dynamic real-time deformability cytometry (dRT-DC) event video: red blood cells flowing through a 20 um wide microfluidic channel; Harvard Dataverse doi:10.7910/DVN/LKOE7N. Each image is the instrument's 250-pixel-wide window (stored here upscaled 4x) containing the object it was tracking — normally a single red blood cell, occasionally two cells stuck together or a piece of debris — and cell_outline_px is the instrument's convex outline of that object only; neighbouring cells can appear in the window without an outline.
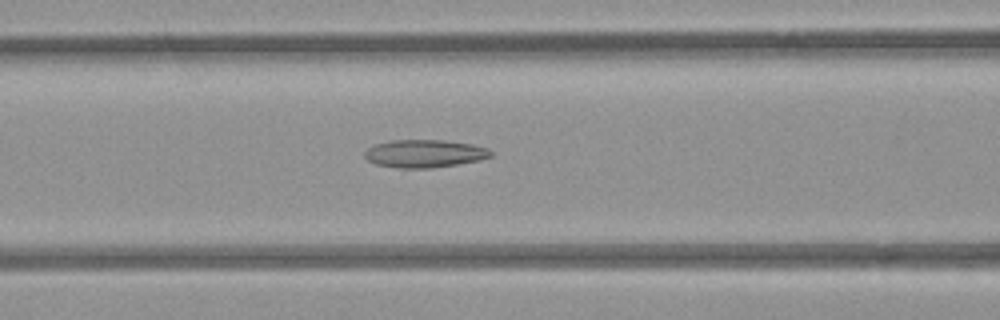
{"species": "common noctule bat (a hibernating species)", "species_latin": "Nyctalus noctula", "temperature_condition": "room temperature", "stored_images_in_passage": 52, "camera_frame_rate_fps": 3000, "um_per_image_px": 0.085, "animal": {"sex": "female", "body_mass_g": 21.9}, "frame": {"image": 1, "passage_image": 21, "time_ms": 6.667, "image_size_px": [1000, 320], "cell_outline_px": [[492, 156], [480, 160], [456, 164], [428, 168], [400, 168], [376, 164], [368, 160], [364, 156], [364, 152], [368, 148], [376, 144], [392, 140], [444, 140], [472, 144], [488, 148], [492, 152]], "centroid_in_image_um": [36.09, 13.05], "position_along_channel_um": 130.5, "area_um2": 20.35}}
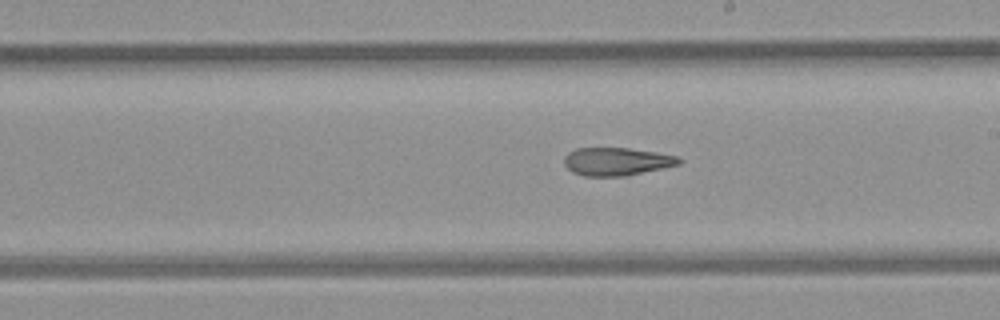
{"frame": {"image": 2, "passage_image": 29, "time_ms": 9.333, "image_size_px": [1000, 320], "cell_outline_px": [[684, 160], [680, 164], [628, 176], [584, 176], [572, 172], [564, 164], [564, 156], [568, 152], [576, 148], [628, 148], [656, 152], [676, 156]], "centroid_in_image_um": [52.41, 13.73], "position_along_channel_um": 236.6, "area_um2": 18.84}}
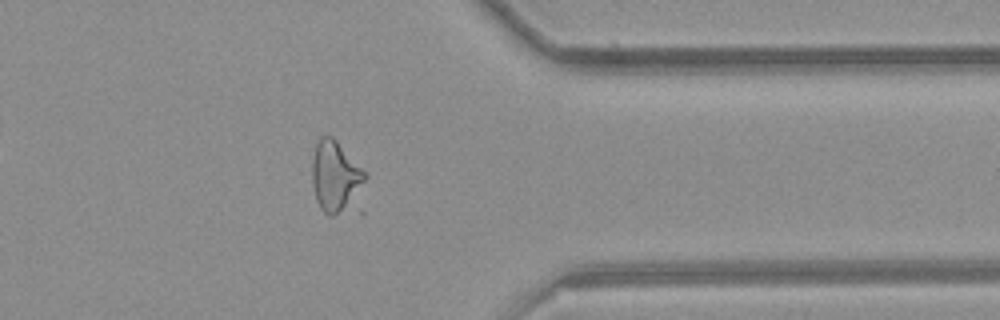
{"frame": {"image": 3, "passage_image": 41, "time_ms": 13.333, "image_size_px": [1000, 320], "cell_outline_px": [[368, 176], [344, 208], [332, 216], [328, 216], [320, 208], [316, 200], [312, 180], [312, 160], [316, 140], [320, 136], [332, 136], [368, 172]], "centroid_in_image_um": [28.47, 14.9], "position_along_channel_um": 382.9, "area_um2": 21.39}, "authors_computed_cell_mechanics": {"area_um2": 22.5998, "velocity_mm_per_s": 3.9687, "shape_relaxation_time_tau1_ms": null, "shape_relaxation_time_tau2_ms": 3.3171, "deformation_change_tau1": null, "deformation_change_tau2": 0.0919}}